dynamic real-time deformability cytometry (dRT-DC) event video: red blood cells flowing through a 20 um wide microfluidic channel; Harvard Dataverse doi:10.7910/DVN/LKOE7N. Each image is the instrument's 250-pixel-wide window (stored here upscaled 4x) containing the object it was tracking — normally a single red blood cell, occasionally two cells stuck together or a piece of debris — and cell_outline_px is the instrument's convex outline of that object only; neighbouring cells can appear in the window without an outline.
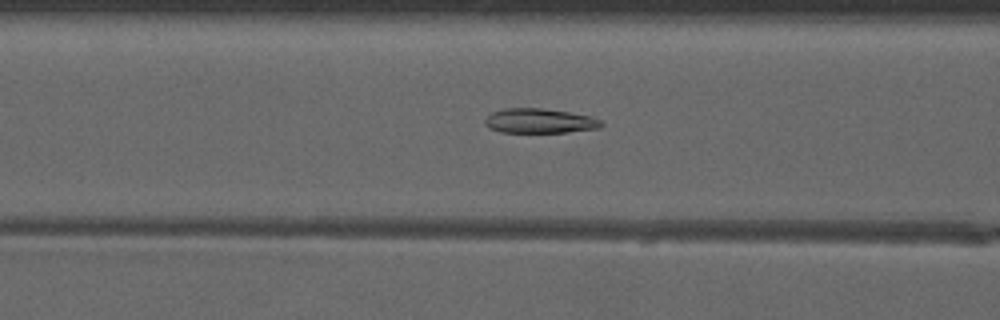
{"species": "common noctule bat (a hibernating species)", "species_latin": "Nyctalus noctula", "temperature_condition": "warm", "stored_images_in_passage": 44, "camera_frame_rate_fps": 3000, "um_per_image_px": 0.085, "animal": {"sex": "male", "forearm_length_mm": 52.5}, "frame": {"image": 1, "passage_image": 15, "time_ms": 4.667, "image_size_px": [1000, 320], "cell_outline_px": [[604, 124], [600, 128], [564, 132], [500, 132], [488, 128], [484, 124], [484, 120], [492, 112], [504, 108], [544, 108], [592, 116], [600, 120]], "centroid_in_image_um": [45.85, 10.27], "position_along_channel_um": 120.8, "area_um2": 16.76}}
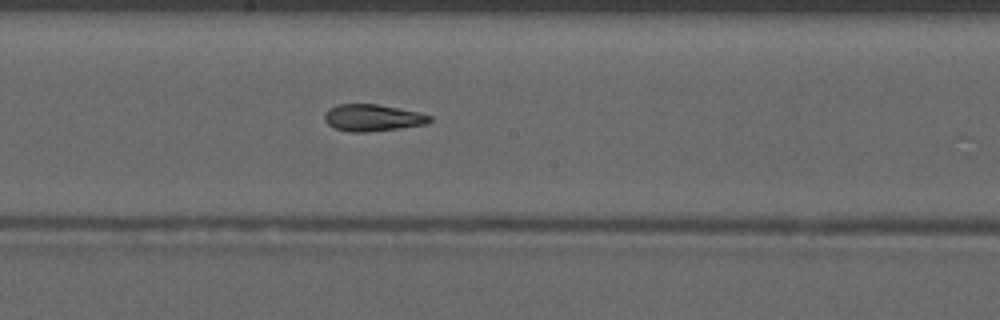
{"frame": {"image": 2, "passage_image": 22, "time_ms": 7.0, "image_size_px": [1000, 320], "cell_outline_px": [[432, 120], [428, 124], [400, 128], [364, 132], [352, 132], [336, 128], [328, 124], [324, 120], [324, 112], [328, 108], [336, 104], [376, 104], [420, 112], [432, 116]], "centroid_in_image_um": [31.68, 10.0], "position_along_channel_um": 216.5, "area_um2": 16.53}}
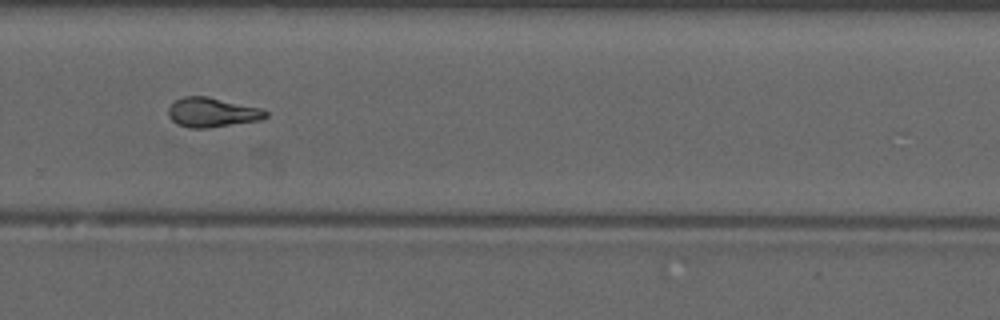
{"frame": {"image": 3, "passage_image": 29, "time_ms": 9.333, "image_size_px": [1000, 320], "cell_outline_px": [[268, 116], [260, 120], [204, 128], [188, 128], [176, 124], [168, 116], [168, 108], [176, 100], [184, 96], [208, 96], [260, 108], [268, 112]], "centroid_in_image_um": [18.0, 9.55], "position_along_channel_um": 311.8, "area_um2": 16.65}, "authors_computed_cell_mechanics": {"area_um2": 16.7042, "velocity_mm_per_s": 4.1034, "shape_relaxation_time_tau1_ms": null, "shape_relaxation_time_tau2_ms": 3.5724, "deformation_change_tau1": null, "deformation_change_tau2": 0.0905}}